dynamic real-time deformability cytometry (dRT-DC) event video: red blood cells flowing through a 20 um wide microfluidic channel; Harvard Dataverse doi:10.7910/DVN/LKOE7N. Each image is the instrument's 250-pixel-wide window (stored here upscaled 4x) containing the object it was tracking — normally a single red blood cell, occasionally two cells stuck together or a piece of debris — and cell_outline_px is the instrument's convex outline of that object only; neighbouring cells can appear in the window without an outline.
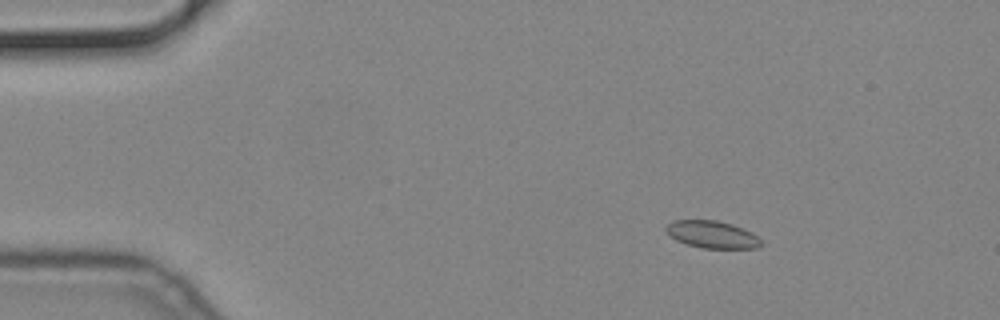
{"species": "common noctule bat (a hibernating species)", "species_latin": "Nyctalus noctula", "temperature_condition": "cold", "stored_images_in_passage": 52, "camera_frame_rate_fps": 3000, "um_per_image_px": 0.085, "animal": {"sex": "male", "body_mass_g": 19.2, "forearm_length_mm": 51.8}, "frame": {"image": 1, "passage_image": 9, "time_ms": 2.667, "image_size_px": [1000, 320], "cell_outline_px": [[764, 244], [756, 248], [704, 248], [688, 244], [676, 240], [664, 228], [672, 220], [716, 220], [732, 224], [752, 232]], "centroid_in_image_um": [60.55, 19.92], "position_along_channel_um": 24.5, "area_um2": 14.97}}
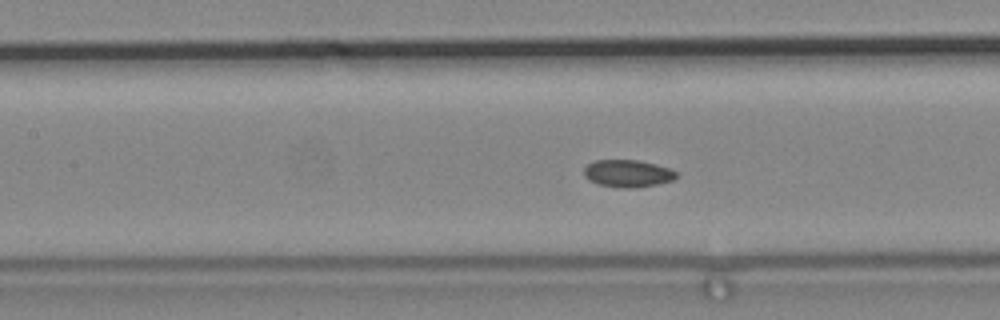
{"frame": {"image": 2, "passage_image": 26, "time_ms": 8.333, "image_size_px": [1000, 320], "cell_outline_px": [[680, 172], [672, 180], [656, 184], [632, 188], [624, 188], [596, 184], [588, 180], [584, 176], [584, 168], [588, 164], [596, 160], [636, 160], [656, 164]], "centroid_in_image_um": [53.34, 14.74], "position_along_channel_um": 154.1, "area_um2": 14.68}}
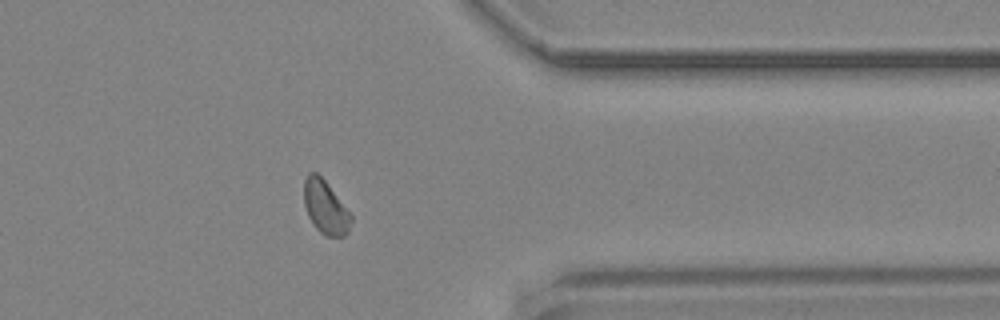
{"frame": {"image": 3, "passage_image": 46, "time_ms": 15.0, "image_size_px": [1000, 320], "cell_outline_px": [[352, 220], [348, 232], [344, 236], [324, 236], [312, 224], [308, 216], [304, 204], [304, 180], [308, 172], [316, 172], [324, 180], [352, 216]], "centroid_in_image_um": [27.64, 17.63], "position_along_channel_um": 383.8, "area_um2": 14.51}}